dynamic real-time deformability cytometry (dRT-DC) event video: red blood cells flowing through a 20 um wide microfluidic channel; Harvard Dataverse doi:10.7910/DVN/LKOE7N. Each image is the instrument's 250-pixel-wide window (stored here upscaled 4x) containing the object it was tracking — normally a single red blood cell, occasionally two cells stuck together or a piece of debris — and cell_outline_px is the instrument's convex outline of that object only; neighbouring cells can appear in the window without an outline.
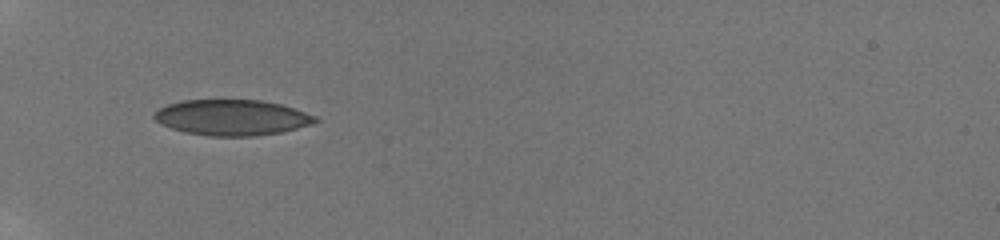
{"species": "human", "species_latin": "Homo sapiens", "temperature_condition": "room temperature", "stored_images_in_passage": 21, "camera_frame_rate_fps": 3000, "um_per_image_px": 0.085, "donor": {"sex": "male"}, "frame": {"image": 1, "passage_image": 2, "time_ms": 0.667, "image_size_px": [1000, 240], "cell_outline_px": [[320, 120], [312, 124], [280, 132], [256, 136], [208, 136], [184, 132], [160, 124], [152, 116], [160, 108], [168, 104], [180, 100], [260, 100], [280, 104], [316, 116]], "centroid_in_image_um": [19.69, 9.99], "position_along_channel_um": 65.3, "area_um2": 33.41}}
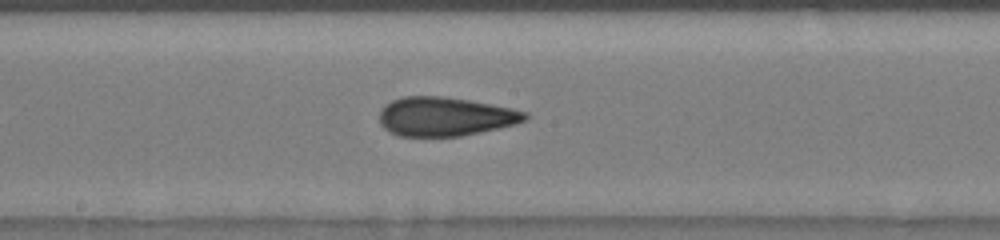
{"frame": {"image": 2, "passage_image": 9, "time_ms": 4.667, "image_size_px": [1000, 240], "cell_outline_px": [[528, 120], [516, 124], [480, 132], [460, 136], [400, 136], [388, 132], [380, 124], [380, 108], [392, 100], [404, 96], [444, 96], [468, 100], [512, 108], [528, 112]], "centroid_in_image_um": [37.83, 9.9], "position_along_channel_um": 210.4, "area_um2": 33.18}}
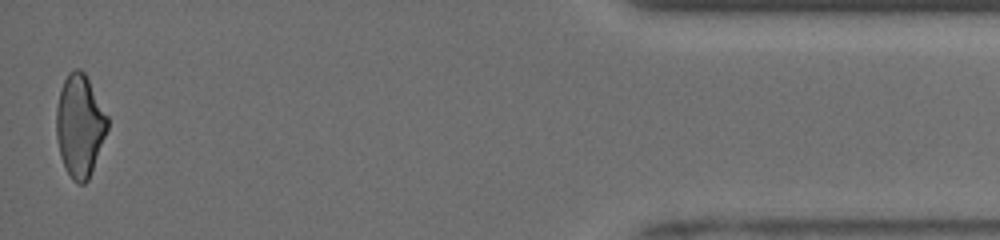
{"frame": {"image": 3, "passage_image": 21, "time_ms": 11.667, "image_size_px": [1000, 240], "cell_outline_px": [[108, 128], [92, 172], [88, 180], [84, 184], [76, 184], [72, 180], [60, 156], [56, 136], [56, 108], [60, 92], [64, 80], [68, 72], [76, 68], [80, 68], [84, 72], [108, 116]], "centroid_in_image_um": [6.78, 10.69], "position_along_channel_um": 428.4, "area_um2": 30.46}, "authors_computed_cell_mechanics": {"area_um2": 33.1772, "velocity_mm_per_s": 3.9851, "shape_relaxation_time_tau1_ms": 8.2063, "shape_relaxation_time_tau2_ms": 1.4125, "deformation_change_tau1": 0.1767, "deformation_change_tau2": 0.0676}}